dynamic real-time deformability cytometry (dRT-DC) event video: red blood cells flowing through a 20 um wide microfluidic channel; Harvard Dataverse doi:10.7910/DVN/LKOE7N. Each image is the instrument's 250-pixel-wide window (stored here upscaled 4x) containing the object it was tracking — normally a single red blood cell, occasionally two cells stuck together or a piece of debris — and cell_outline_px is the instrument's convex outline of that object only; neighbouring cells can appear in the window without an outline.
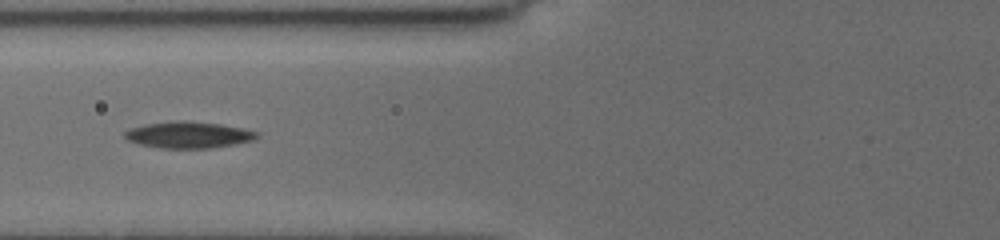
{"species": "common noctule bat (a hibernating species)", "species_latin": "Nyctalus noctula", "temperature_condition": "cold", "stored_images_in_passage": 7, "camera_frame_rate_fps": 3000, "um_per_image_px": 0.085, "animal": {"sex": "female", "body_mass_g": 19.5, "forearm_length_mm": 54.1}, "frame": {"image": 1, "passage_image": 6, "time_ms": 5.333, "image_size_px": [1000, 240], "cell_outline_px": [[256, 136], [252, 140], [236, 144], [212, 148], [160, 148], [136, 144], [128, 140], [124, 136], [124, 132], [132, 128], [148, 124], [220, 124], [240, 128], [256, 132]], "centroid_in_image_um": [16.0, 11.53], "position_along_channel_um": 109.8, "area_um2": 19.02}}